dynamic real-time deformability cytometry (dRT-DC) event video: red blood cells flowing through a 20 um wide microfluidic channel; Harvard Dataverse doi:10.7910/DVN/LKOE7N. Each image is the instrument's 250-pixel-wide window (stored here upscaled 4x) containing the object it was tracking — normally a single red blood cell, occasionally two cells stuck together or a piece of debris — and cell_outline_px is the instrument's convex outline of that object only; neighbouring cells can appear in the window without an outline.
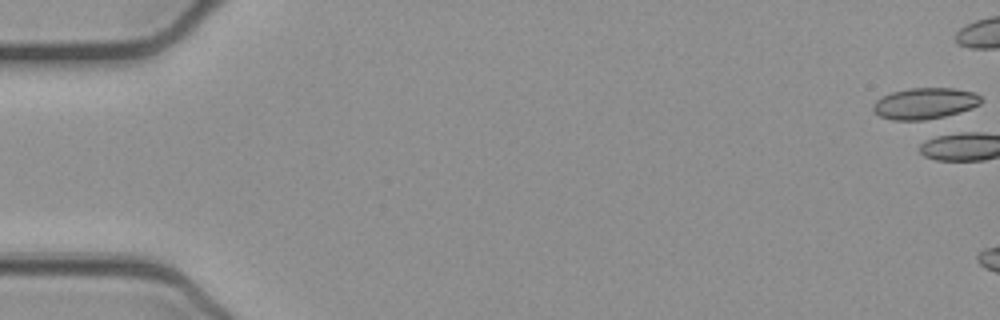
{"species": "common noctule bat (a hibernating species)", "species_latin": "Nyctalus noctula", "temperature_condition": "cold", "stored_images_in_passage": 6, "camera_frame_rate_fps": 3000, "um_per_image_px": 0.085, "animal": {"sex": "female", "body_mass_g": 21.9}, "frame": {"image": 1, "passage_image": 1, "time_ms": 0.0, "image_size_px": [1000, 320], "cell_outline_px": [[984, 100], [980, 104], [972, 108], [936, 120], [892, 120], [880, 116], [872, 108], [872, 104], [876, 100], [892, 92], [908, 88], [956, 88], [976, 92]], "centroid_in_image_um": [78.67, 8.8], "position_along_channel_um": 6.3, "area_um2": 20.06}}